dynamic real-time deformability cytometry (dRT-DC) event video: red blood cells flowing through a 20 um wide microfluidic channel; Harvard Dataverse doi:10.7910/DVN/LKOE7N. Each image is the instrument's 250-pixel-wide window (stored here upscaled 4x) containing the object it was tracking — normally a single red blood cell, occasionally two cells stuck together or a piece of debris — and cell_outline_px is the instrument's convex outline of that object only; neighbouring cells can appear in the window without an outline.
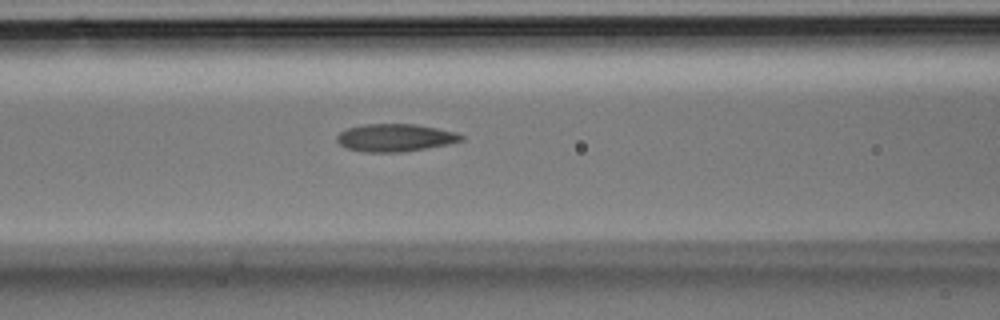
{"species": "Egyptian fruit bat (a non-hibernating species)", "species_latin": "Rousettus aegyptiacus", "temperature_condition": "room temperature", "stored_images_in_passage": 24, "camera_frame_rate_fps": 3000, "um_per_image_px": 0.085, "animal": {"sex": "male"}, "frame": {"image": 1, "passage_image": 5, "time_ms": 1.333, "image_size_px": [1000, 320], "cell_outline_px": [[464, 140], [448, 144], [404, 152], [364, 152], [344, 148], [336, 140], [336, 136], [340, 132], [348, 128], [364, 124], [416, 124], [436, 128], [452, 132], [464, 136]], "centroid_in_image_um": [33.54, 11.71], "position_along_channel_um": 133.1, "area_um2": 20.0}}
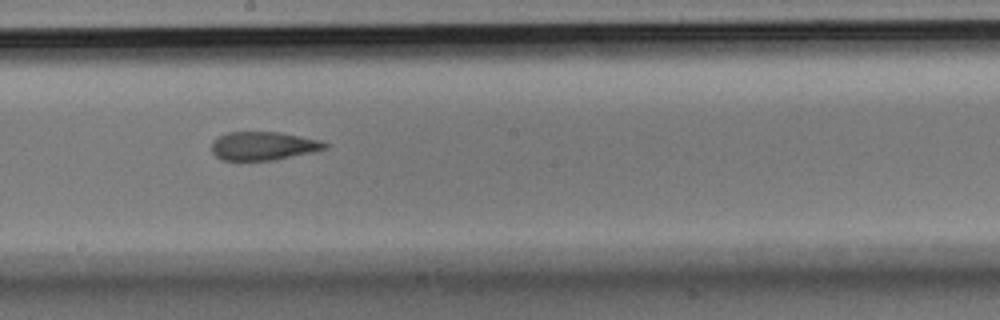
{"frame": {"image": 2, "passage_image": 10, "time_ms": 3.0, "image_size_px": [1000, 320], "cell_outline_px": [[328, 148], [312, 152], [276, 160], [220, 160], [212, 152], [212, 140], [228, 132], [280, 132], [320, 140], [328, 144]], "centroid_in_image_um": [22.38, 12.4], "position_along_channel_um": 225.8, "area_um2": 18.84}}
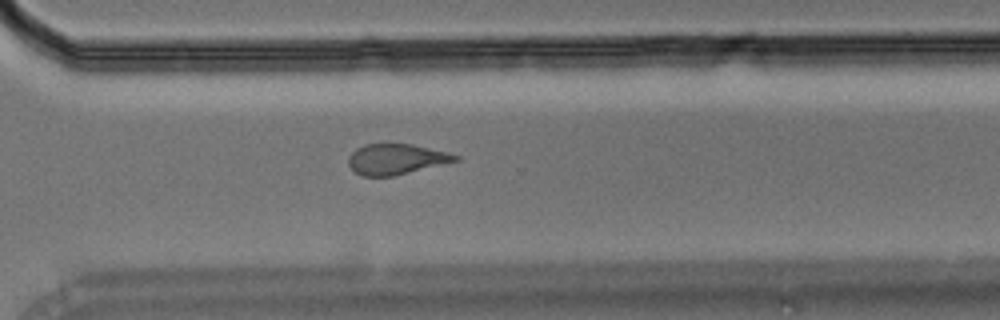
{"frame": {"image": 3, "passage_image": 16, "time_ms": 5.0, "image_size_px": [1000, 320], "cell_outline_px": [[460, 160], [392, 176], [360, 176], [348, 164], [348, 156], [356, 148], [364, 144], [412, 144], [448, 152], [460, 156]], "centroid_in_image_um": [33.66, 13.52], "position_along_channel_um": 336.9, "area_um2": 18.96}}